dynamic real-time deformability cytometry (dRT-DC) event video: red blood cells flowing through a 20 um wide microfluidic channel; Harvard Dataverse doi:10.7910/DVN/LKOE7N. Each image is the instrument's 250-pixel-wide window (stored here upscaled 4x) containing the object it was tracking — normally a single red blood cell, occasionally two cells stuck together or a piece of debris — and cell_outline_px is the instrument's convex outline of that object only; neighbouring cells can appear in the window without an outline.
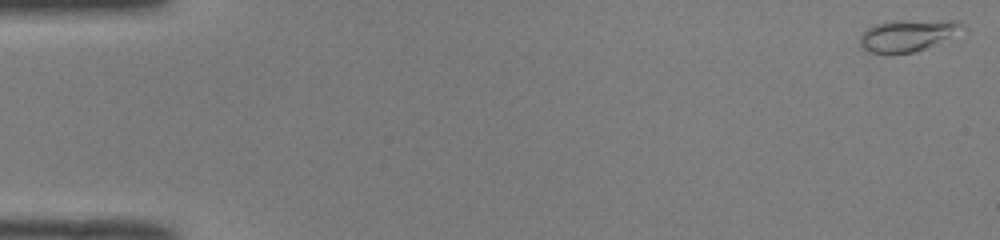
{"species": "common noctule bat (a hibernating species)", "species_latin": "Nyctalus noctula", "temperature_condition": "room temperature", "stored_images_in_passage": 42, "camera_frame_rate_fps": 3000, "um_per_image_px": 0.085, "animal": {"sex": "male", "body_mass_g": 19.0, "forearm_length_mm": 50.8}, "frame": {"image": 1, "passage_image": 1, "time_ms": 0.0, "image_size_px": [1000, 240], "cell_outline_px": [[968, 28], [924, 48], [912, 52], [868, 52], [860, 44], [860, 36], [868, 28], [876, 24], [900, 20], [956, 20], [964, 24]], "centroid_in_image_um": [77.19, 2.97], "position_along_channel_um": 7.8, "area_um2": 18.44}}
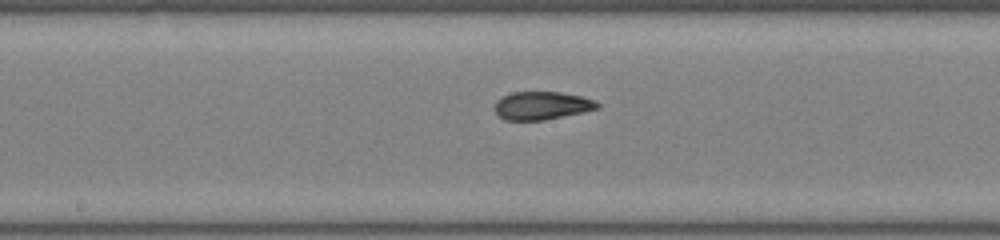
{"frame": {"image": 2, "passage_image": 27, "time_ms": 8.667, "image_size_px": [1000, 240], "cell_outline_px": [[600, 108], [584, 112], [544, 120], [504, 120], [492, 108], [496, 100], [512, 92], [560, 92], [580, 96], [596, 100], [600, 104]], "centroid_in_image_um": [46.06, 8.98], "position_along_channel_um": 202.1, "area_um2": 16.94}}
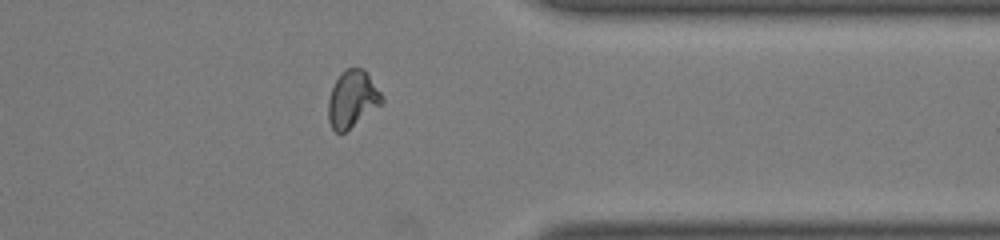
{"frame": {"image": 3, "passage_image": 41, "time_ms": 13.333, "image_size_px": [1000, 240], "cell_outline_px": [[384, 100], [380, 104], [344, 132], [336, 132], [332, 128], [328, 120], [328, 100], [332, 88], [340, 72], [348, 68], [364, 68], [384, 96]], "centroid_in_image_um": [29.94, 8.38], "position_along_channel_um": 381.5, "area_um2": 17.51}}